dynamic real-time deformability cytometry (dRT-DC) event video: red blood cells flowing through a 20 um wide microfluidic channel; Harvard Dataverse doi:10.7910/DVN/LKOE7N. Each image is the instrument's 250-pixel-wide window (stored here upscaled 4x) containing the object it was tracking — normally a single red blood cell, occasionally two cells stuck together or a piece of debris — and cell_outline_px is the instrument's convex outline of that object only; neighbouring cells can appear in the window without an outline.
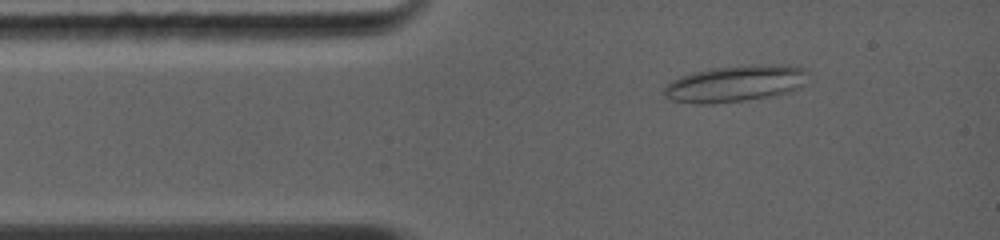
{"species": "common noctule bat (a hibernating species)", "species_latin": "Nyctalus noctula", "temperature_condition": "warm", "stored_images_in_passage": 15, "camera_frame_rate_fps": 5000, "um_per_image_px": 0.085, "animal": {"sex": "female", "body_mass_g": 19.0, "forearm_length_mm": 56.7}, "frame": {"image": 1, "passage_image": 6, "time_ms": 1.0, "image_size_px": [1000, 240], "cell_outline_px": [[808, 72], [804, 84], [800, 88], [776, 96], [712, 104], [696, 104], [672, 100], [664, 96], [664, 88], [672, 80], [680, 76], [692, 72], [712, 68], [788, 64], [804, 68]], "centroid_in_image_um": [62.52, 7.12], "position_along_channel_um": 22.5, "area_um2": 30.52}}
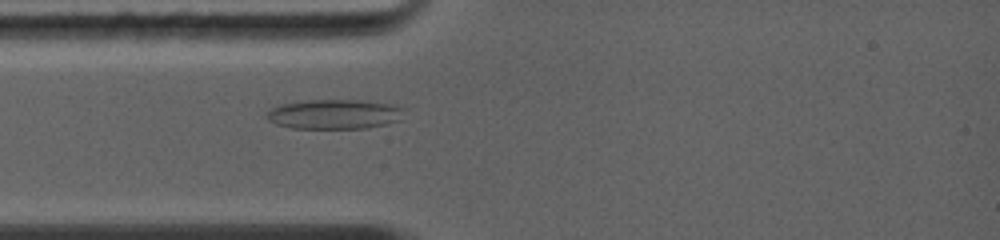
{"frame": {"image": 2, "passage_image": 14, "time_ms": 2.4, "image_size_px": [1000, 240], "cell_outline_px": [[408, 108], [400, 120], [388, 124], [368, 128], [292, 128], [276, 124], [268, 120], [264, 116], [272, 108], [284, 104], [308, 100], [368, 100], [396, 104]], "centroid_in_image_um": [28.54, 9.7], "position_along_channel_um": 56.5, "area_um2": 24.16}}